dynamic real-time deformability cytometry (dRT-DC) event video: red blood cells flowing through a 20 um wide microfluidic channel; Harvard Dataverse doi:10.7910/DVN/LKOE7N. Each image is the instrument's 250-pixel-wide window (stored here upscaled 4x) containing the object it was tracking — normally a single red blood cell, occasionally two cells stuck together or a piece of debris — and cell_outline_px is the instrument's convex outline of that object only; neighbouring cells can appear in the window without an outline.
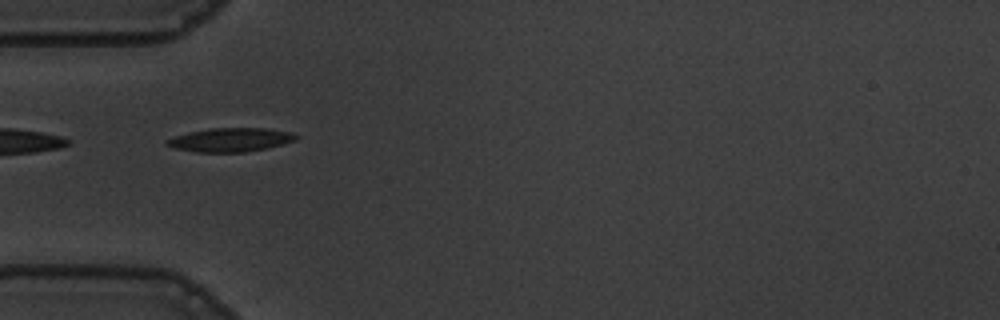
{"species": "common noctule bat (a hibernating species)", "species_latin": "Nyctalus noctula", "temperature_condition": "warm", "stored_images_in_passage": 39, "camera_frame_rate_fps": 3000, "um_per_image_px": 0.085, "animal": {"sex": "male", "body_mass_g": 19.5, "forearm_length_mm": 54.6}, "frame": {"image": 1, "passage_image": 1, "time_ms": 0.0, "image_size_px": [1000, 320], "cell_outline_px": [[300, 136], [296, 140], [268, 148], [244, 152], [196, 152], [176, 148], [164, 144], [164, 140], [176, 136], [208, 128], [268, 128], [292, 132]], "centroid_in_image_um": [19.63, 11.88], "position_along_channel_um": 65.4, "area_um2": 17.92}}
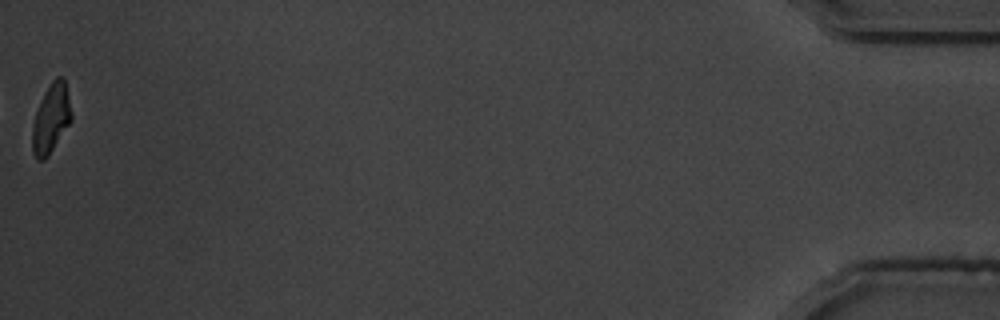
{"frame": {"image": 2, "passage_image": 39, "time_ms": 12.667, "image_size_px": [1000, 320], "cell_outline_px": [[72, 120], [48, 156], [44, 160], [36, 160], [32, 152], [32, 124], [36, 112], [44, 92], [52, 80], [56, 76], [60, 76], [64, 80], [72, 112]], "centroid_in_image_um": [4.33, 10.1], "position_along_channel_um": 430.9, "area_um2": 15.72}, "authors_computed_cell_mechanics": {"area_um2": 17.1666, "velocity_mm_per_s": 3.6567, "shape_relaxation_time_tau1_ms": 3.0571, "shape_relaxation_time_tau2_ms": 1.6602, "deformation_change_tau1": 0.1489, "deformation_change_tau2": 0.0774}}